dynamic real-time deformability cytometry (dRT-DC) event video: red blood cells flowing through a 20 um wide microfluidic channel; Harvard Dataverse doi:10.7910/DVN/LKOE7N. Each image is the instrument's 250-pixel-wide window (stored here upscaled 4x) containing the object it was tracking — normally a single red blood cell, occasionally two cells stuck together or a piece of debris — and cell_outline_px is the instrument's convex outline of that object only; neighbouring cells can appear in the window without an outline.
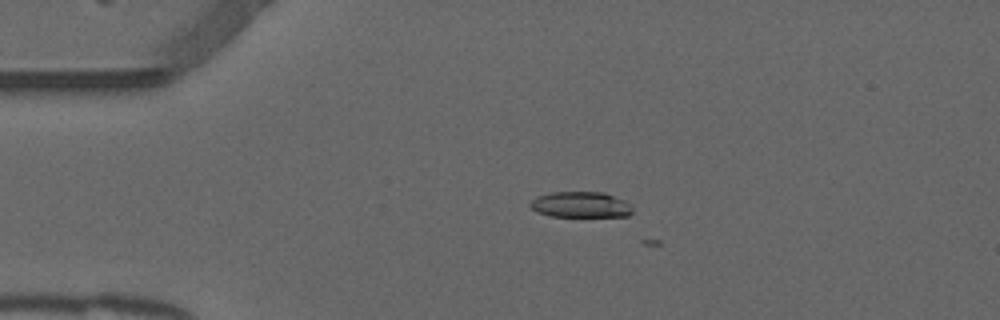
{"species": "common noctule bat (a hibernating species)", "species_latin": "Nyctalus noctula", "temperature_condition": "warm", "stored_images_in_passage": 7, "camera_frame_rate_fps": 3000, "um_per_image_px": 0.085, "animal": {"sex": "male", "forearm_length_mm": 52.5}, "frame": {"image": 1, "passage_image": 4, "time_ms": 1.0, "image_size_px": [1000, 320], "cell_outline_px": [[632, 212], [628, 216], [552, 216], [536, 212], [528, 204], [536, 196], [552, 192], [604, 192], [624, 200], [632, 208]], "centroid_in_image_um": [49.33, 17.39], "position_along_channel_um": 35.7, "area_um2": 15.32}}